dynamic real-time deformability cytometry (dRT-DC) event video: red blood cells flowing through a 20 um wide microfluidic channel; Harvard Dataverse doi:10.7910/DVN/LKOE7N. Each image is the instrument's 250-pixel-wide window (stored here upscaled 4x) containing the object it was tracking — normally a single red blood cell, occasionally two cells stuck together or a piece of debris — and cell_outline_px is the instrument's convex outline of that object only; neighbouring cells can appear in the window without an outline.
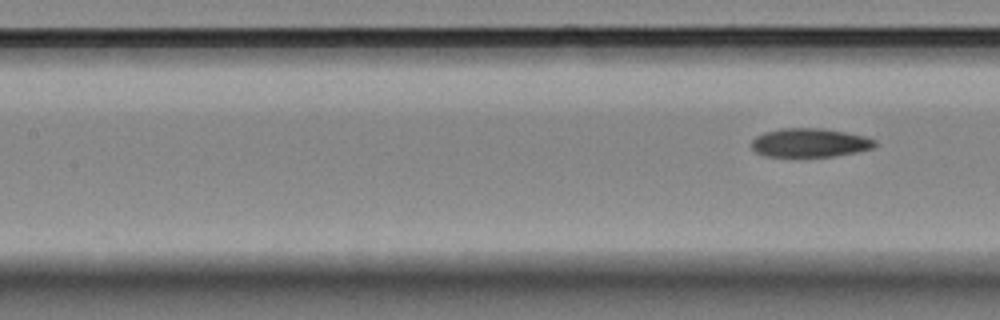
{"species": "Egyptian fruit bat (a non-hibernating species)", "species_latin": "Rousettus aegyptiacus", "temperature_condition": "room temperature", "stored_images_in_passage": 5, "camera_frame_rate_fps": 3000, "um_per_image_px": 0.085, "animal": {"sex": "female"}, "frame": {"image": 1, "passage_image": 5, "time_ms": 5.667, "image_size_px": [1000, 320], "cell_outline_px": [[876, 144], [872, 148], [856, 152], [832, 156], [764, 156], [756, 152], [752, 148], [752, 140], [756, 136], [764, 132], [780, 128], [824, 128], [864, 136], [876, 140]], "centroid_in_image_um": [68.81, 12.12], "position_along_channel_um": 138.6, "area_um2": 20.58}}